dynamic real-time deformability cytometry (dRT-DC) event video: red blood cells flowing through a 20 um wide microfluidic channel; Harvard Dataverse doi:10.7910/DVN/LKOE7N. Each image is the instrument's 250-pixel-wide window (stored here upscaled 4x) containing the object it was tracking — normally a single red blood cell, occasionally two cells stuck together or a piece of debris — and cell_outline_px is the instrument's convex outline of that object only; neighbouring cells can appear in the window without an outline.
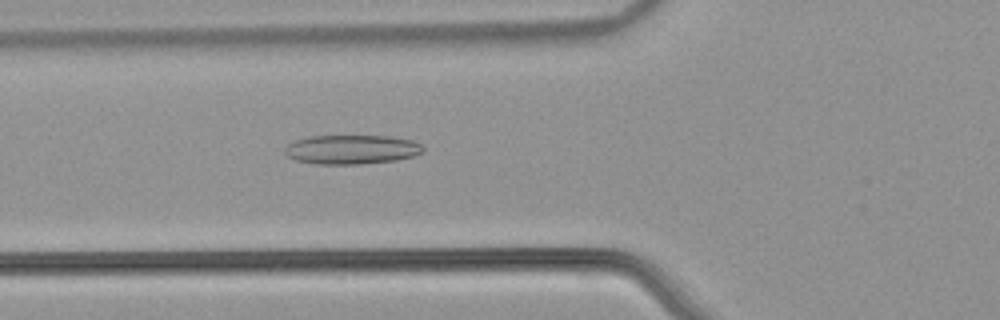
{"species": "common noctule bat (a hibernating species)", "species_latin": "Nyctalus noctula", "temperature_condition": "warm", "stored_images_in_passage": 53, "camera_frame_rate_fps": 3000, "um_per_image_px": 0.085, "animal": {"sex": "male", "body_mass_g": 21.5, "forearm_length_mm": 52.0}, "frame": {"image": 1, "passage_image": 20, "time_ms": 6.333, "image_size_px": [1000, 320], "cell_outline_px": [[424, 152], [412, 156], [396, 160], [360, 164], [316, 164], [296, 160], [288, 156], [284, 152], [284, 148], [288, 144], [296, 140], [308, 136], [388, 136], [412, 140], [420, 144], [424, 148]], "centroid_in_image_um": [29.88, 12.7], "position_along_channel_um": 95.9, "area_um2": 23.52}}
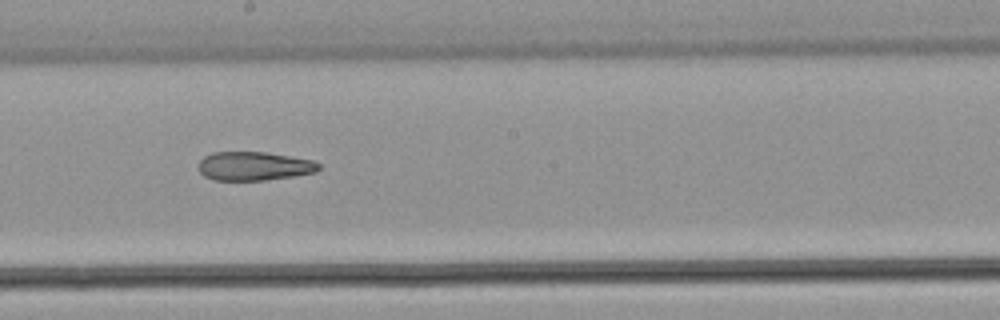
{"frame": {"image": 2, "passage_image": 30, "time_ms": 9.667, "image_size_px": [1000, 320], "cell_outline_px": [[320, 168], [316, 172], [292, 176], [264, 180], [216, 180], [204, 176], [200, 172], [200, 160], [204, 156], [212, 152], [268, 152], [312, 160], [320, 164]], "centroid_in_image_um": [21.6, 14.11], "position_along_channel_um": 226.6, "area_um2": 20.06}}
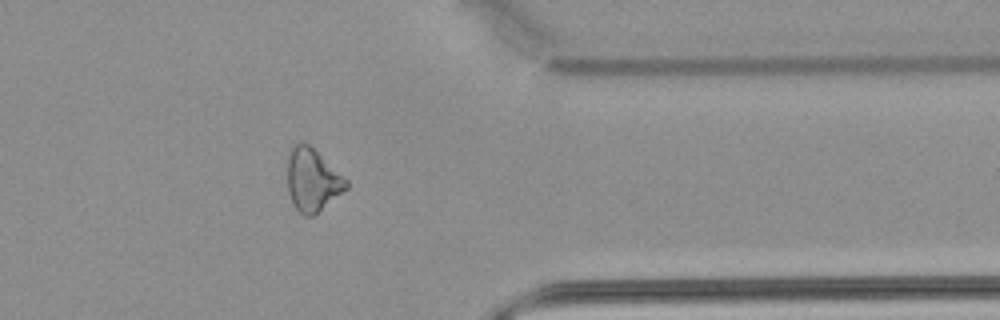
{"frame": {"image": 3, "passage_image": 43, "time_ms": 14.0, "image_size_px": [1000, 320], "cell_outline_px": [[348, 188], [312, 216], [304, 216], [296, 208], [288, 192], [284, 156], [300, 140], [308, 144], [348, 180]], "centroid_in_image_um": [26.49, 15.25], "position_along_channel_um": 384.9, "area_um2": 21.73}, "authors_computed_cell_mechanics": {"area_um2": 24.3916, "velocity_mm_per_s": 3.9222, "shape_relaxation_time_tau1_ms": null, "shape_relaxation_time_tau2_ms": 4.127, "deformation_change_tau1": null, "deformation_change_tau2": 0.1391}}